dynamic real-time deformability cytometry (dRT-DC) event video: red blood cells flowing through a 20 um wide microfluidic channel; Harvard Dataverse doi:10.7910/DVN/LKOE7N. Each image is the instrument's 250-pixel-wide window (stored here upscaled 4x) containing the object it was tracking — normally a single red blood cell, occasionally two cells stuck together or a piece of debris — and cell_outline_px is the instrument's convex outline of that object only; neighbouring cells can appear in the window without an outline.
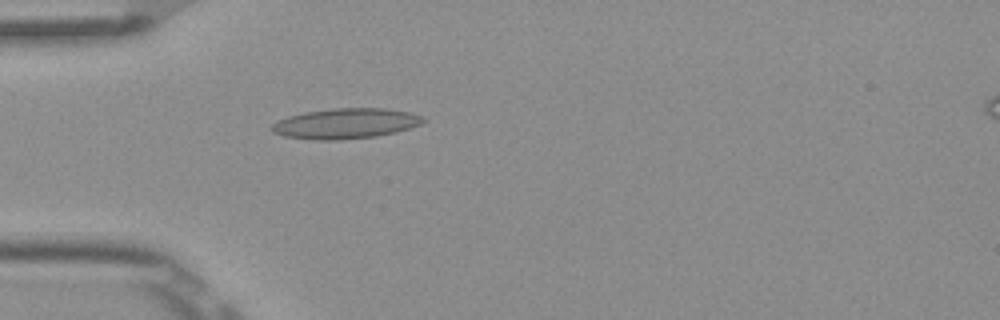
{"species": "Egyptian fruit bat (a non-hibernating species)", "species_latin": "Rousettus aegyptiacus", "temperature_condition": "room temperature", "stored_images_in_passage": 5, "camera_frame_rate_fps": 3000, "um_per_image_px": 0.085, "frame": {"image": 1, "passage_image": 5, "time_ms": 1.333, "image_size_px": [1000, 320], "cell_outline_px": [[428, 120], [420, 124], [396, 132], [376, 136], [340, 140], [312, 140], [284, 136], [272, 132], [268, 128], [276, 120], [288, 116], [304, 112], [332, 108], [384, 108], [408, 112], [424, 116]], "centroid_in_image_um": [29.34, 10.5], "position_along_channel_um": 55.7, "area_um2": 27.05}}